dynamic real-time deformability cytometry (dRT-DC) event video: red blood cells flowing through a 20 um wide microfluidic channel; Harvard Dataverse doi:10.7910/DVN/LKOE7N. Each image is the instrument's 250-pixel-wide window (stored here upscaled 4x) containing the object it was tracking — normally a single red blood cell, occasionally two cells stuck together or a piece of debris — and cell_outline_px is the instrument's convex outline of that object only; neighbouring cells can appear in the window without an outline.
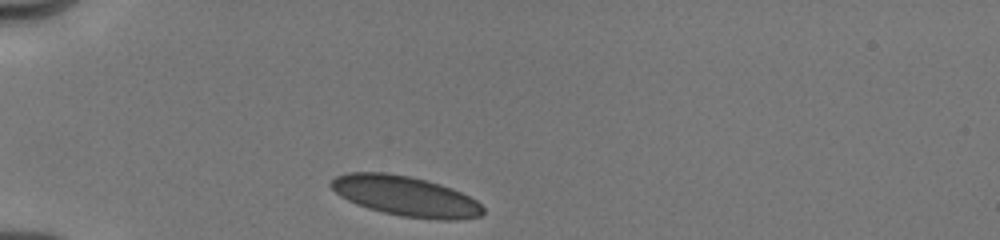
{"species": "human", "species_latin": "Homo sapiens", "temperature_condition": "cold", "stored_images_in_passage": 4, "camera_frame_rate_fps": 3000, "um_per_image_px": 0.085, "donor": {"sex": "male"}, "frame": {"image": 1, "passage_image": 1, "time_ms": 0.0, "image_size_px": [1000, 240], "cell_outline_px": [[484, 212], [480, 216], [460, 220], [436, 220], [400, 216], [368, 208], [356, 204], [340, 196], [328, 184], [336, 176], [348, 172], [384, 172], [408, 176], [440, 184], [452, 188], [476, 200], [484, 208]], "centroid_in_image_um": [34.48, 16.68], "position_along_channel_um": 50.5, "area_um2": 35.43}}